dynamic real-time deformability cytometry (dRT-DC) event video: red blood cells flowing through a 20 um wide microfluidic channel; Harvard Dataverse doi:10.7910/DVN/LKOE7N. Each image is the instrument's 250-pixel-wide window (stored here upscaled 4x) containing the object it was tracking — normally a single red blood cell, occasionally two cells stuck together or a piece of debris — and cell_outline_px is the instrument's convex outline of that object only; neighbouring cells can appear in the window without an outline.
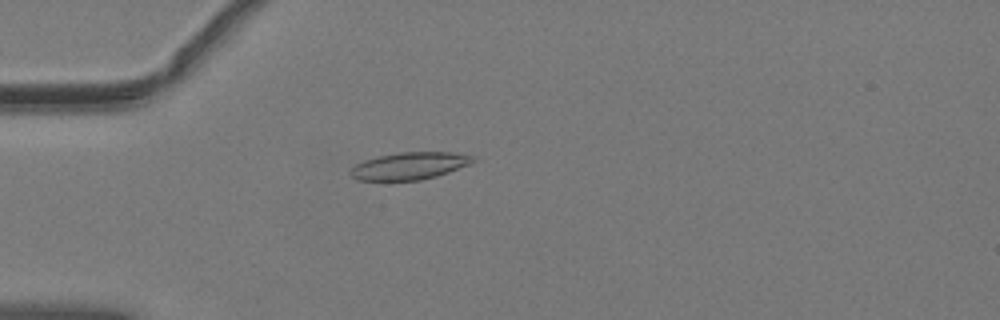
{"species": "common noctule bat (a hibernating species)", "species_latin": "Nyctalus noctula", "temperature_condition": "warm", "stored_images_in_passage": 52, "camera_frame_rate_fps": 3000, "um_per_image_px": 0.085, "animal": {"sex": "male", "body_mass_g": 19.2, "forearm_length_mm": 51.8}, "frame": {"image": 1, "passage_image": 16, "time_ms": 5.0, "image_size_px": [1000, 320], "cell_outline_px": [[476, 160], [468, 164], [448, 172], [436, 176], [420, 180], [356, 180], [348, 172], [356, 164], [364, 160], [380, 156], [400, 152], [452, 152], [476, 156]], "centroid_in_image_um": [34.81, 14.09], "position_along_channel_um": 50.2, "area_um2": 19.31}}
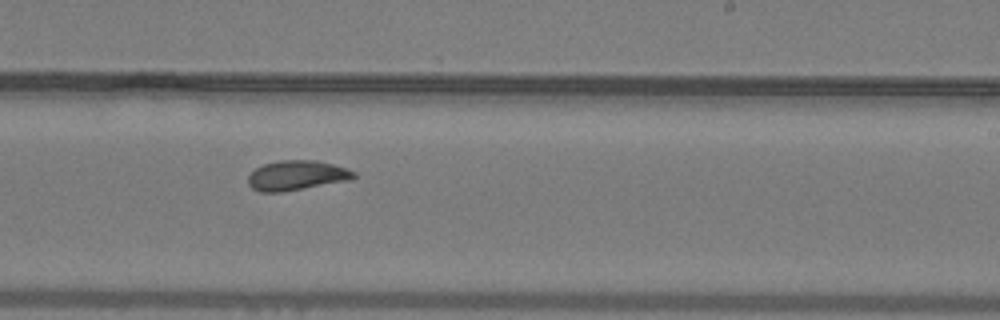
{"frame": {"image": 2, "passage_image": 33, "time_ms": 10.667, "image_size_px": [1000, 320], "cell_outline_px": [[356, 176], [352, 180], [284, 192], [260, 192], [252, 188], [248, 184], [248, 176], [256, 168], [264, 164], [280, 160], [316, 160], [348, 168], [356, 172]], "centroid_in_image_um": [25.25, 14.92], "position_along_channel_um": 263.7, "area_um2": 18.55}}
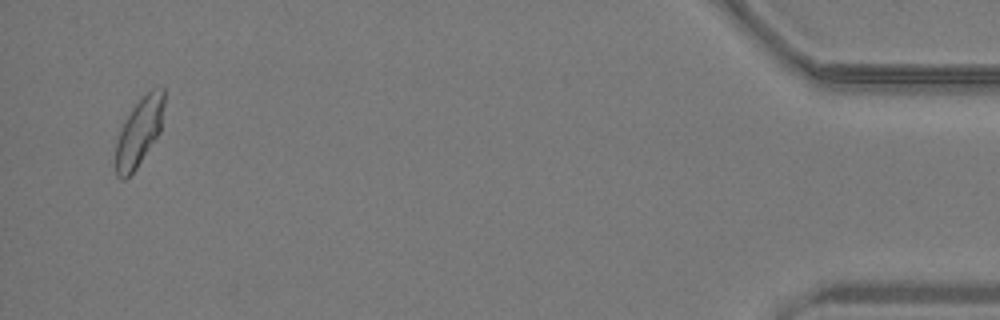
{"frame": {"image": 3, "passage_image": 51, "time_ms": 16.667, "image_size_px": [1000, 320], "cell_outline_px": [[164, 104], [160, 132], [136, 168], [124, 180], [120, 180], [116, 176], [116, 144], [124, 120], [132, 108], [152, 88], [164, 88]], "centroid_in_image_um": [11.83, 11.23], "position_along_channel_um": 423.4, "area_um2": 18.84}, "authors_computed_cell_mechanics": {"area_um2": 18.8428, "velocity_mm_per_s": 4.047, "shape_relaxation_time_tau1_ms": 8.9682, "shape_relaxation_time_tau2_ms": 2.0026, "deformation_change_tau1": 0.2029, "deformation_change_tau2": 0.0766}}